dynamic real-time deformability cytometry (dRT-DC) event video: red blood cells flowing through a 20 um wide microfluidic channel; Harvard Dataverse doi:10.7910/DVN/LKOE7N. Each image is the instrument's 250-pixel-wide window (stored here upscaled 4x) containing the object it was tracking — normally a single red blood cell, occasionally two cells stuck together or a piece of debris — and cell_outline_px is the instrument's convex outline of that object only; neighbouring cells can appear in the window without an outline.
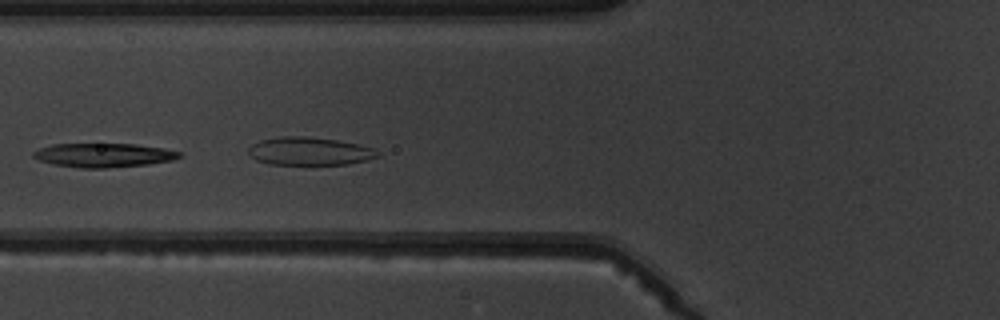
{"species": "common noctule bat (a hibernating species)", "species_latin": "Nyctalus noctula", "temperature_condition": "warm", "stored_images_in_passage": 5, "camera_frame_rate_fps": 3000, "um_per_image_px": 0.085, "animal": {"sex": "male", "body_mass_g": 19.5, "forearm_length_mm": 54.6}, "frame": {"image": 1, "passage_image": 4, "time_ms": 4.0, "image_size_px": [1000, 320], "cell_outline_px": [[184, 156], [172, 160], [148, 164], [104, 168], [80, 168], [52, 164], [40, 160], [32, 156], [32, 152], [40, 148], [52, 144], [136, 144], [164, 148], [180, 152]], "centroid_in_image_um": [8.81, 13.19], "position_along_channel_um": 117.0, "area_um2": 20.4}}